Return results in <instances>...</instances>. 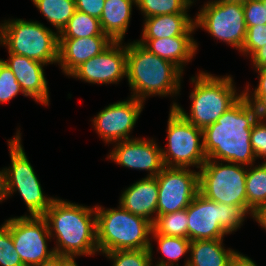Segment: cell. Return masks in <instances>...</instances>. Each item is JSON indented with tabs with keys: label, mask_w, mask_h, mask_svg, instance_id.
Returning a JSON list of instances; mask_svg holds the SVG:
<instances>
[{
	"label": "cell",
	"mask_w": 266,
	"mask_h": 266,
	"mask_svg": "<svg viewBox=\"0 0 266 266\" xmlns=\"http://www.w3.org/2000/svg\"><path fill=\"white\" fill-rule=\"evenodd\" d=\"M263 113L244 96L215 123L203 129L207 159L250 166L256 161L251 145L253 124Z\"/></svg>",
	"instance_id": "obj_1"
},
{
	"label": "cell",
	"mask_w": 266,
	"mask_h": 266,
	"mask_svg": "<svg viewBox=\"0 0 266 266\" xmlns=\"http://www.w3.org/2000/svg\"><path fill=\"white\" fill-rule=\"evenodd\" d=\"M55 254L93 256L98 253L95 206H83L55 198L45 212Z\"/></svg>",
	"instance_id": "obj_2"
},
{
	"label": "cell",
	"mask_w": 266,
	"mask_h": 266,
	"mask_svg": "<svg viewBox=\"0 0 266 266\" xmlns=\"http://www.w3.org/2000/svg\"><path fill=\"white\" fill-rule=\"evenodd\" d=\"M182 75L176 65L149 52L136 40L127 43L126 78L131 97L145 102L150 96H177Z\"/></svg>",
	"instance_id": "obj_3"
},
{
	"label": "cell",
	"mask_w": 266,
	"mask_h": 266,
	"mask_svg": "<svg viewBox=\"0 0 266 266\" xmlns=\"http://www.w3.org/2000/svg\"><path fill=\"white\" fill-rule=\"evenodd\" d=\"M191 83L194 88L189 96L192 101L190 114L176 102L170 108H175L186 120L202 130L215 123L244 96L243 91L236 92L231 75L219 77L200 71L191 77Z\"/></svg>",
	"instance_id": "obj_4"
},
{
	"label": "cell",
	"mask_w": 266,
	"mask_h": 266,
	"mask_svg": "<svg viewBox=\"0 0 266 266\" xmlns=\"http://www.w3.org/2000/svg\"><path fill=\"white\" fill-rule=\"evenodd\" d=\"M97 246L102 253L149 249L152 223L123 209L95 206Z\"/></svg>",
	"instance_id": "obj_5"
},
{
	"label": "cell",
	"mask_w": 266,
	"mask_h": 266,
	"mask_svg": "<svg viewBox=\"0 0 266 266\" xmlns=\"http://www.w3.org/2000/svg\"><path fill=\"white\" fill-rule=\"evenodd\" d=\"M0 45L8 53L46 64L58 63L59 34L39 21L8 19L0 23Z\"/></svg>",
	"instance_id": "obj_6"
},
{
	"label": "cell",
	"mask_w": 266,
	"mask_h": 266,
	"mask_svg": "<svg viewBox=\"0 0 266 266\" xmlns=\"http://www.w3.org/2000/svg\"><path fill=\"white\" fill-rule=\"evenodd\" d=\"M248 215L241 206L217 203L198 192L187 207L188 239H223L241 228Z\"/></svg>",
	"instance_id": "obj_7"
},
{
	"label": "cell",
	"mask_w": 266,
	"mask_h": 266,
	"mask_svg": "<svg viewBox=\"0 0 266 266\" xmlns=\"http://www.w3.org/2000/svg\"><path fill=\"white\" fill-rule=\"evenodd\" d=\"M21 139L19 129L16 135L8 140L11 163L8 168H3L8 196H12L17 191L27 206L29 216H43L55 197H47L43 193L40 181L21 144Z\"/></svg>",
	"instance_id": "obj_8"
},
{
	"label": "cell",
	"mask_w": 266,
	"mask_h": 266,
	"mask_svg": "<svg viewBox=\"0 0 266 266\" xmlns=\"http://www.w3.org/2000/svg\"><path fill=\"white\" fill-rule=\"evenodd\" d=\"M198 172L203 196L217 203L241 206L247 212V166L207 159Z\"/></svg>",
	"instance_id": "obj_9"
},
{
	"label": "cell",
	"mask_w": 266,
	"mask_h": 266,
	"mask_svg": "<svg viewBox=\"0 0 266 266\" xmlns=\"http://www.w3.org/2000/svg\"><path fill=\"white\" fill-rule=\"evenodd\" d=\"M166 131L167 147L161 146L164 165L200 169L207 160L203 130L186 120L175 108H170Z\"/></svg>",
	"instance_id": "obj_10"
},
{
	"label": "cell",
	"mask_w": 266,
	"mask_h": 266,
	"mask_svg": "<svg viewBox=\"0 0 266 266\" xmlns=\"http://www.w3.org/2000/svg\"><path fill=\"white\" fill-rule=\"evenodd\" d=\"M194 23L196 30L202 28L241 51L247 31L242 2L209 0L197 13Z\"/></svg>",
	"instance_id": "obj_11"
},
{
	"label": "cell",
	"mask_w": 266,
	"mask_h": 266,
	"mask_svg": "<svg viewBox=\"0 0 266 266\" xmlns=\"http://www.w3.org/2000/svg\"><path fill=\"white\" fill-rule=\"evenodd\" d=\"M13 244L24 266H35L55 255L48 249L47 241L52 240L46 219L43 216L23 215L7 219Z\"/></svg>",
	"instance_id": "obj_12"
},
{
	"label": "cell",
	"mask_w": 266,
	"mask_h": 266,
	"mask_svg": "<svg viewBox=\"0 0 266 266\" xmlns=\"http://www.w3.org/2000/svg\"><path fill=\"white\" fill-rule=\"evenodd\" d=\"M156 178L157 216L187 208L199 192V172L190 168L165 166Z\"/></svg>",
	"instance_id": "obj_13"
},
{
	"label": "cell",
	"mask_w": 266,
	"mask_h": 266,
	"mask_svg": "<svg viewBox=\"0 0 266 266\" xmlns=\"http://www.w3.org/2000/svg\"><path fill=\"white\" fill-rule=\"evenodd\" d=\"M144 108V101L135 97L109 104L91 120L94 130L106 144L132 139V132Z\"/></svg>",
	"instance_id": "obj_14"
},
{
	"label": "cell",
	"mask_w": 266,
	"mask_h": 266,
	"mask_svg": "<svg viewBox=\"0 0 266 266\" xmlns=\"http://www.w3.org/2000/svg\"><path fill=\"white\" fill-rule=\"evenodd\" d=\"M113 41L100 54L83 62L68 77L91 84H117L127 71V44Z\"/></svg>",
	"instance_id": "obj_15"
},
{
	"label": "cell",
	"mask_w": 266,
	"mask_h": 266,
	"mask_svg": "<svg viewBox=\"0 0 266 266\" xmlns=\"http://www.w3.org/2000/svg\"><path fill=\"white\" fill-rule=\"evenodd\" d=\"M112 151L107 156L122 167L146 170V177H156L165 167L161 146L155 140L133 138L115 142Z\"/></svg>",
	"instance_id": "obj_16"
},
{
	"label": "cell",
	"mask_w": 266,
	"mask_h": 266,
	"mask_svg": "<svg viewBox=\"0 0 266 266\" xmlns=\"http://www.w3.org/2000/svg\"><path fill=\"white\" fill-rule=\"evenodd\" d=\"M8 54V59L1 60L11 69L26 97L34 98V101L41 105L49 106V87L44 72L46 64L22 55Z\"/></svg>",
	"instance_id": "obj_17"
},
{
	"label": "cell",
	"mask_w": 266,
	"mask_h": 266,
	"mask_svg": "<svg viewBox=\"0 0 266 266\" xmlns=\"http://www.w3.org/2000/svg\"><path fill=\"white\" fill-rule=\"evenodd\" d=\"M113 41L108 36L59 39L58 65L69 76L83 62L100 54Z\"/></svg>",
	"instance_id": "obj_18"
},
{
	"label": "cell",
	"mask_w": 266,
	"mask_h": 266,
	"mask_svg": "<svg viewBox=\"0 0 266 266\" xmlns=\"http://www.w3.org/2000/svg\"><path fill=\"white\" fill-rule=\"evenodd\" d=\"M158 190L156 177L142 178L125 188L119 198V205L153 224L157 217Z\"/></svg>",
	"instance_id": "obj_19"
},
{
	"label": "cell",
	"mask_w": 266,
	"mask_h": 266,
	"mask_svg": "<svg viewBox=\"0 0 266 266\" xmlns=\"http://www.w3.org/2000/svg\"><path fill=\"white\" fill-rule=\"evenodd\" d=\"M149 52L176 65L182 72L197 54L198 44L193 36L136 40Z\"/></svg>",
	"instance_id": "obj_20"
},
{
	"label": "cell",
	"mask_w": 266,
	"mask_h": 266,
	"mask_svg": "<svg viewBox=\"0 0 266 266\" xmlns=\"http://www.w3.org/2000/svg\"><path fill=\"white\" fill-rule=\"evenodd\" d=\"M141 39L170 38L173 36H193L194 19L189 14L157 15L144 19Z\"/></svg>",
	"instance_id": "obj_21"
},
{
	"label": "cell",
	"mask_w": 266,
	"mask_h": 266,
	"mask_svg": "<svg viewBox=\"0 0 266 266\" xmlns=\"http://www.w3.org/2000/svg\"><path fill=\"white\" fill-rule=\"evenodd\" d=\"M225 248L223 239L191 241L190 257L187 258L183 266H229L238 252Z\"/></svg>",
	"instance_id": "obj_22"
},
{
	"label": "cell",
	"mask_w": 266,
	"mask_h": 266,
	"mask_svg": "<svg viewBox=\"0 0 266 266\" xmlns=\"http://www.w3.org/2000/svg\"><path fill=\"white\" fill-rule=\"evenodd\" d=\"M136 0H105L100 24L112 41H124Z\"/></svg>",
	"instance_id": "obj_23"
},
{
	"label": "cell",
	"mask_w": 266,
	"mask_h": 266,
	"mask_svg": "<svg viewBox=\"0 0 266 266\" xmlns=\"http://www.w3.org/2000/svg\"><path fill=\"white\" fill-rule=\"evenodd\" d=\"M247 213L252 217L253 212L266 204V162L259 165L247 166L246 174Z\"/></svg>",
	"instance_id": "obj_24"
},
{
	"label": "cell",
	"mask_w": 266,
	"mask_h": 266,
	"mask_svg": "<svg viewBox=\"0 0 266 266\" xmlns=\"http://www.w3.org/2000/svg\"><path fill=\"white\" fill-rule=\"evenodd\" d=\"M59 34L76 11L75 0H31Z\"/></svg>",
	"instance_id": "obj_25"
},
{
	"label": "cell",
	"mask_w": 266,
	"mask_h": 266,
	"mask_svg": "<svg viewBox=\"0 0 266 266\" xmlns=\"http://www.w3.org/2000/svg\"><path fill=\"white\" fill-rule=\"evenodd\" d=\"M91 36H107L104 34L100 20L86 13L75 11L66 26L59 33V39H74Z\"/></svg>",
	"instance_id": "obj_26"
},
{
	"label": "cell",
	"mask_w": 266,
	"mask_h": 266,
	"mask_svg": "<svg viewBox=\"0 0 266 266\" xmlns=\"http://www.w3.org/2000/svg\"><path fill=\"white\" fill-rule=\"evenodd\" d=\"M151 237L157 241V251L159 250L165 256L159 258L154 266H179L176 262L189 252L191 242L189 239L157 234L153 229Z\"/></svg>",
	"instance_id": "obj_27"
},
{
	"label": "cell",
	"mask_w": 266,
	"mask_h": 266,
	"mask_svg": "<svg viewBox=\"0 0 266 266\" xmlns=\"http://www.w3.org/2000/svg\"><path fill=\"white\" fill-rule=\"evenodd\" d=\"M187 208L163 215H158L152 224L157 234L188 239Z\"/></svg>",
	"instance_id": "obj_28"
},
{
	"label": "cell",
	"mask_w": 266,
	"mask_h": 266,
	"mask_svg": "<svg viewBox=\"0 0 266 266\" xmlns=\"http://www.w3.org/2000/svg\"><path fill=\"white\" fill-rule=\"evenodd\" d=\"M194 0H136L144 19L157 15L188 14Z\"/></svg>",
	"instance_id": "obj_29"
},
{
	"label": "cell",
	"mask_w": 266,
	"mask_h": 266,
	"mask_svg": "<svg viewBox=\"0 0 266 266\" xmlns=\"http://www.w3.org/2000/svg\"><path fill=\"white\" fill-rule=\"evenodd\" d=\"M110 259L112 266H152L153 246L149 249L117 250L102 253Z\"/></svg>",
	"instance_id": "obj_30"
},
{
	"label": "cell",
	"mask_w": 266,
	"mask_h": 266,
	"mask_svg": "<svg viewBox=\"0 0 266 266\" xmlns=\"http://www.w3.org/2000/svg\"><path fill=\"white\" fill-rule=\"evenodd\" d=\"M0 265L24 266L14 247L11 232L4 223L0 226Z\"/></svg>",
	"instance_id": "obj_31"
},
{
	"label": "cell",
	"mask_w": 266,
	"mask_h": 266,
	"mask_svg": "<svg viewBox=\"0 0 266 266\" xmlns=\"http://www.w3.org/2000/svg\"><path fill=\"white\" fill-rule=\"evenodd\" d=\"M19 93L24 94L11 69L0 59V103H7Z\"/></svg>",
	"instance_id": "obj_32"
},
{
	"label": "cell",
	"mask_w": 266,
	"mask_h": 266,
	"mask_svg": "<svg viewBox=\"0 0 266 266\" xmlns=\"http://www.w3.org/2000/svg\"><path fill=\"white\" fill-rule=\"evenodd\" d=\"M245 41L240 53L251 57L258 49L266 43V24L257 26H246Z\"/></svg>",
	"instance_id": "obj_33"
},
{
	"label": "cell",
	"mask_w": 266,
	"mask_h": 266,
	"mask_svg": "<svg viewBox=\"0 0 266 266\" xmlns=\"http://www.w3.org/2000/svg\"><path fill=\"white\" fill-rule=\"evenodd\" d=\"M258 75L259 84L253 91H250V85H246L243 90L244 97L253 105L258 107L260 111L266 115V68L255 70ZM250 91V92H249ZM253 92V93H252Z\"/></svg>",
	"instance_id": "obj_34"
},
{
	"label": "cell",
	"mask_w": 266,
	"mask_h": 266,
	"mask_svg": "<svg viewBox=\"0 0 266 266\" xmlns=\"http://www.w3.org/2000/svg\"><path fill=\"white\" fill-rule=\"evenodd\" d=\"M251 145L256 159L262 158L266 162V115L262 114L253 124L251 131Z\"/></svg>",
	"instance_id": "obj_35"
},
{
	"label": "cell",
	"mask_w": 266,
	"mask_h": 266,
	"mask_svg": "<svg viewBox=\"0 0 266 266\" xmlns=\"http://www.w3.org/2000/svg\"><path fill=\"white\" fill-rule=\"evenodd\" d=\"M261 0H246L243 2V11L246 26L266 24V11Z\"/></svg>",
	"instance_id": "obj_36"
},
{
	"label": "cell",
	"mask_w": 266,
	"mask_h": 266,
	"mask_svg": "<svg viewBox=\"0 0 266 266\" xmlns=\"http://www.w3.org/2000/svg\"><path fill=\"white\" fill-rule=\"evenodd\" d=\"M105 0H75L76 10L100 19Z\"/></svg>",
	"instance_id": "obj_37"
},
{
	"label": "cell",
	"mask_w": 266,
	"mask_h": 266,
	"mask_svg": "<svg viewBox=\"0 0 266 266\" xmlns=\"http://www.w3.org/2000/svg\"><path fill=\"white\" fill-rule=\"evenodd\" d=\"M251 61L255 70L266 68V43L265 46L258 49L252 56Z\"/></svg>",
	"instance_id": "obj_38"
},
{
	"label": "cell",
	"mask_w": 266,
	"mask_h": 266,
	"mask_svg": "<svg viewBox=\"0 0 266 266\" xmlns=\"http://www.w3.org/2000/svg\"><path fill=\"white\" fill-rule=\"evenodd\" d=\"M229 266H257V264L248 256L238 252L231 260Z\"/></svg>",
	"instance_id": "obj_39"
},
{
	"label": "cell",
	"mask_w": 266,
	"mask_h": 266,
	"mask_svg": "<svg viewBox=\"0 0 266 266\" xmlns=\"http://www.w3.org/2000/svg\"><path fill=\"white\" fill-rule=\"evenodd\" d=\"M258 225L266 230V204L259 206L252 214V217Z\"/></svg>",
	"instance_id": "obj_40"
},
{
	"label": "cell",
	"mask_w": 266,
	"mask_h": 266,
	"mask_svg": "<svg viewBox=\"0 0 266 266\" xmlns=\"http://www.w3.org/2000/svg\"><path fill=\"white\" fill-rule=\"evenodd\" d=\"M7 198H9V196H8L6 175L4 173V170L2 169L0 170V202L4 201Z\"/></svg>",
	"instance_id": "obj_41"
},
{
	"label": "cell",
	"mask_w": 266,
	"mask_h": 266,
	"mask_svg": "<svg viewBox=\"0 0 266 266\" xmlns=\"http://www.w3.org/2000/svg\"><path fill=\"white\" fill-rule=\"evenodd\" d=\"M75 258L77 256L59 255V266H78Z\"/></svg>",
	"instance_id": "obj_42"
},
{
	"label": "cell",
	"mask_w": 266,
	"mask_h": 266,
	"mask_svg": "<svg viewBox=\"0 0 266 266\" xmlns=\"http://www.w3.org/2000/svg\"><path fill=\"white\" fill-rule=\"evenodd\" d=\"M35 266H59V254L53 255L48 260H45V261H43L40 264L35 265Z\"/></svg>",
	"instance_id": "obj_43"
},
{
	"label": "cell",
	"mask_w": 266,
	"mask_h": 266,
	"mask_svg": "<svg viewBox=\"0 0 266 266\" xmlns=\"http://www.w3.org/2000/svg\"><path fill=\"white\" fill-rule=\"evenodd\" d=\"M224 1H234V2H244V1H246V0H224Z\"/></svg>",
	"instance_id": "obj_44"
},
{
	"label": "cell",
	"mask_w": 266,
	"mask_h": 266,
	"mask_svg": "<svg viewBox=\"0 0 266 266\" xmlns=\"http://www.w3.org/2000/svg\"><path fill=\"white\" fill-rule=\"evenodd\" d=\"M262 1V3H263V5H264V7H265V9H266V0H261ZM266 11V10H265Z\"/></svg>",
	"instance_id": "obj_45"
}]
</instances>
